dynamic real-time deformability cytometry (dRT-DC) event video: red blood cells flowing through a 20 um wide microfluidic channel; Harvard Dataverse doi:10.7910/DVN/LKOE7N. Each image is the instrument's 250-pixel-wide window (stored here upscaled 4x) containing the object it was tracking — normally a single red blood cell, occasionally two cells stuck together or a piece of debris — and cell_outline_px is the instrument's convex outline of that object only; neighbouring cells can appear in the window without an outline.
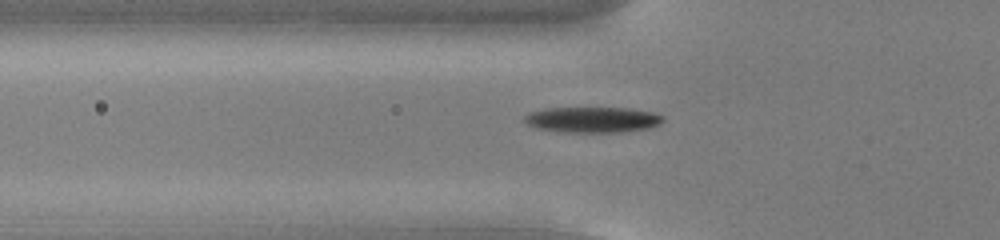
{"species": "common noctule bat (a hibernating species)", "species_latin": "Nyctalus noctula", "temperature_condition": "cold", "stored_images_in_passage": 56, "camera_frame_rate_fps": 3000, "um_per_image_px": 0.085, "animal": {"sex": "male", "body_mass_g": 13.0, "forearm_length_mm": 53.1}, "frame": {"image": 1, "passage_image": 20, "time_ms": 6.333, "image_size_px": [1000, 240], "cell_outline_px": [[664, 120], [660, 124], [652, 128], [620, 132], [564, 132], [536, 128], [528, 124], [524, 120], [524, 116], [528, 112], [544, 108], [628, 108], [652, 112], [664, 116]], "centroid_in_image_um": [50.38, 10.17], "position_along_channel_um": 75.4, "area_um2": 20.87}}
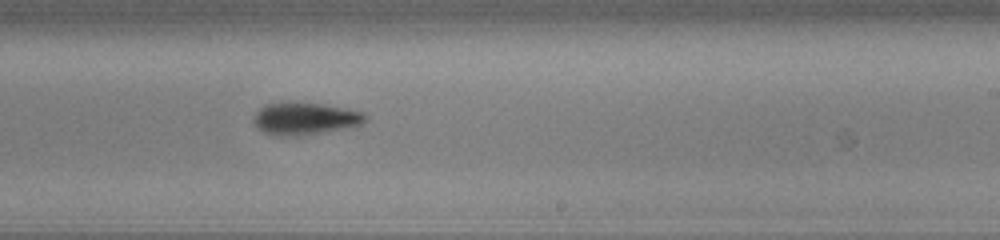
{"frame": {"image": 2, "passage_image": 35, "time_ms": 11.333, "image_size_px": [1000, 240], "cell_outline_px": [[368, 116], [360, 124], [300, 136], [276, 136], [264, 132], [256, 128], [252, 124], [252, 116], [264, 104], [288, 100], [296, 100], [324, 104], [360, 112]], "centroid_in_image_um": [25.77, 10.04], "position_along_channel_um": 263.2, "area_um2": 21.33}}
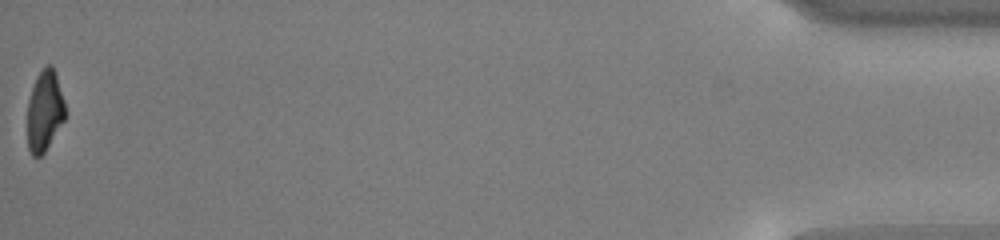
{"frame": {"image": 3, "passage_image": 56, "time_ms": 18.333, "image_size_px": [1000, 240], "cell_outline_px": [[68, 112], [64, 120], [44, 152], [40, 156], [32, 156], [28, 148], [28, 100], [32, 88], [40, 72], [48, 64], [52, 64], [56, 72]], "centroid_in_image_um": [3.83, 9.41], "position_along_channel_um": 431.4, "area_um2": 17.8}, "authors_computed_cell_mechanics": {"area_um2": 19.6231, "velocity_mm_per_s": 3.756, "shape_relaxation_time_tau1_ms": 3.4744, "shape_relaxation_time_tau2_ms": 11.3626, "deformation_change_tau1": 0.1762, "deformation_change_tau2": 0.2117}}